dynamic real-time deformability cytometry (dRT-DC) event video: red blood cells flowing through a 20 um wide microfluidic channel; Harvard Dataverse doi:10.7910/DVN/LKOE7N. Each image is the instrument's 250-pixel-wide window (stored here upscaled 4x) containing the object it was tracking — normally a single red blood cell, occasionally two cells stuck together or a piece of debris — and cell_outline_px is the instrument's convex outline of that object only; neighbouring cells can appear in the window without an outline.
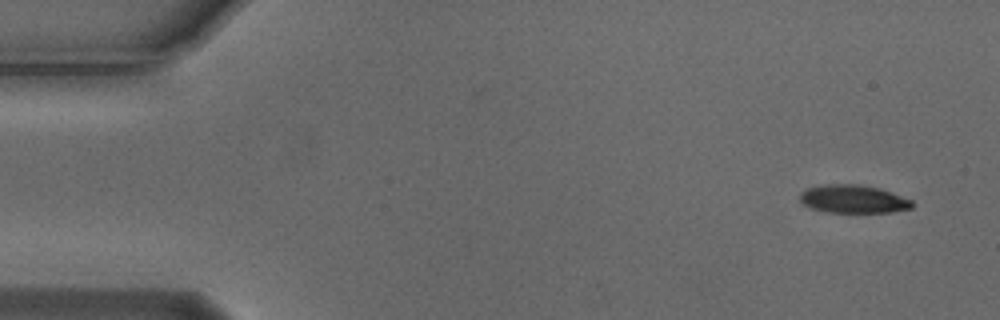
{"species": "Egyptian fruit bat (a non-hibernating species)", "species_latin": "Rousettus aegyptiacus", "temperature_condition": "cold", "stored_images_in_passage": 4, "camera_frame_rate_fps": 3000, "um_per_image_px": 0.085, "animal": {"sex": "male"}, "frame": {"image": 1, "passage_image": 1, "time_ms": 0.0, "image_size_px": [1000, 320], "cell_outline_px": [[916, 204], [912, 208], [892, 212], [828, 212], [812, 208], [804, 204], [800, 200], [800, 192], [808, 188], [824, 184], [856, 184], [880, 188], [912, 200]], "centroid_in_image_um": [72.56, 16.91], "position_along_channel_um": 12.4, "area_um2": 18.38}}